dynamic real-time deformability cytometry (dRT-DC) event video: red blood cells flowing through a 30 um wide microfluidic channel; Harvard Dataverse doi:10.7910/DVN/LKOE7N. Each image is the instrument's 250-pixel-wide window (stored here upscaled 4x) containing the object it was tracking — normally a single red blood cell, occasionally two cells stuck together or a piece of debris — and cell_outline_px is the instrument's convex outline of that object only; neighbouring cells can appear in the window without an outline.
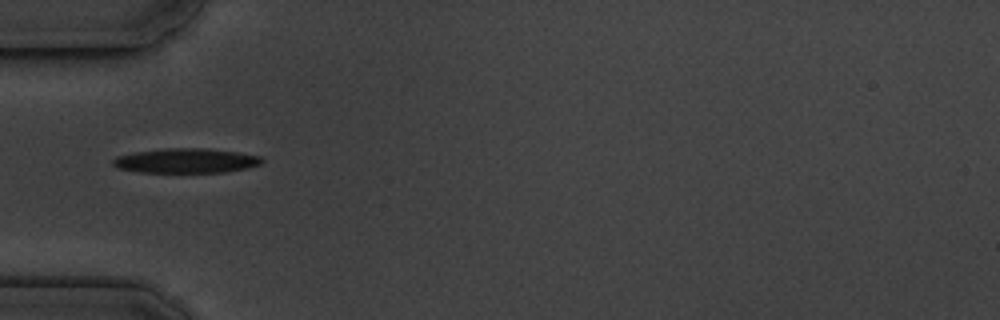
{"species": "common noctule bat (a hibernating species)", "species_latin": "Nyctalus noctula", "temperature_condition": "cold", "stored_images_in_passage": 5, "camera_frame_rate_fps": 3000, "um_per_image_px": 0.085, "animal": {"sex": "male", "body_mass_g": 19.5, "forearm_length_mm": 54.6}, "frame": {"image": 1, "passage_image": 1, "time_ms": 0.0, "image_size_px": [1000, 320], "cell_outline_px": [[264, 160], [260, 164], [248, 168], [224, 172], [140, 172], [116, 168], [112, 164], [112, 160], [116, 156], [136, 152], [164, 148], [208, 148], [236, 152], [260, 156]], "centroid_in_image_um": [15.79, 13.66], "position_along_channel_um": 69.2, "area_um2": 21.39}}
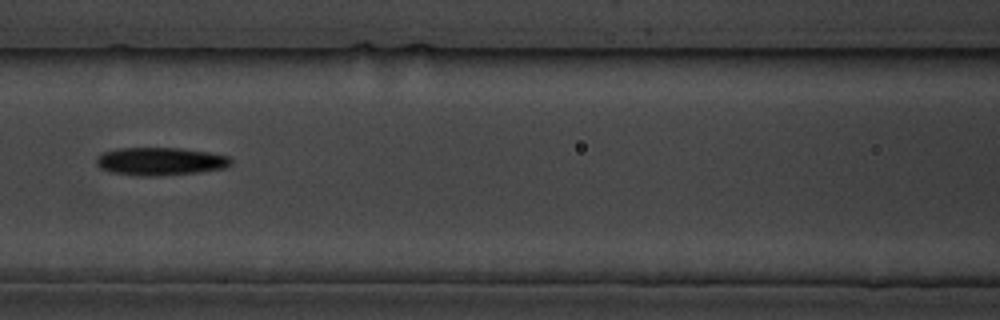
{"frame": {"image": 2, "passage_image": 3, "time_ms": 2.333, "image_size_px": [1000, 320], "cell_outline_px": [[232, 164], [224, 168], [200, 172], [156, 176], [140, 176], [108, 172], [100, 168], [96, 164], [96, 160], [104, 152], [120, 148], [180, 148], [208, 152], [228, 156], [232, 160]], "centroid_in_image_um": [13.63, 13.72], "position_along_channel_um": 153.0, "area_um2": 21.91}}
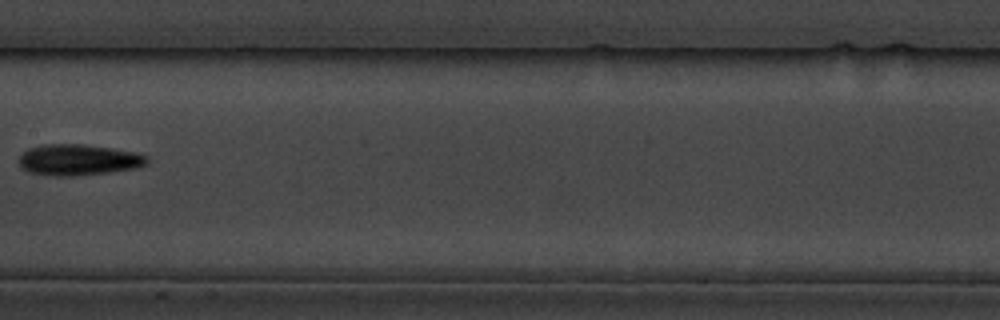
{"frame": {"image": 3, "passage_image": 4, "time_ms": 3.667, "image_size_px": [1000, 320], "cell_outline_px": [[148, 164], [136, 168], [108, 172], [72, 176], [56, 176], [28, 172], [20, 164], [20, 156], [28, 148], [40, 144], [84, 144], [112, 148], [136, 152], [148, 156]], "centroid_in_image_um": [6.69, 13.57], "position_along_channel_um": 200.7, "area_um2": 23.18}}